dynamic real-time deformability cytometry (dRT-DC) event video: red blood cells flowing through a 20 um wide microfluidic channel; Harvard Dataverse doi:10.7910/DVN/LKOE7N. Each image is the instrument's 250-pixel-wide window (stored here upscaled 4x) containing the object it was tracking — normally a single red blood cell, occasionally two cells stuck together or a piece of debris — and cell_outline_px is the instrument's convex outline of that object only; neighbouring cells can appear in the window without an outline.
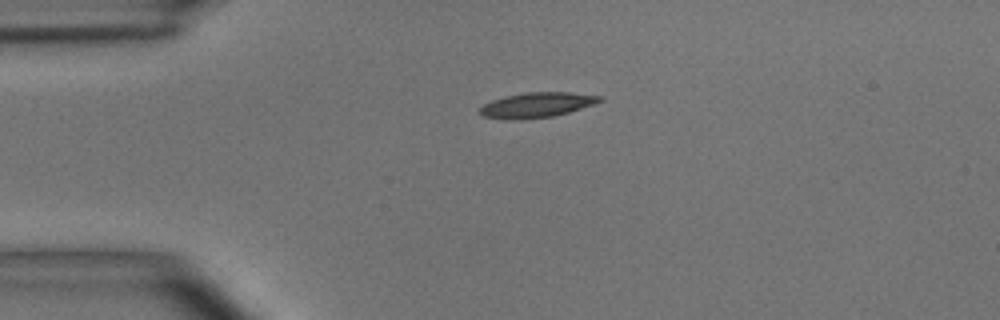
{"species": "common noctule bat (a hibernating species)", "species_latin": "Nyctalus noctula", "temperature_condition": "room temperature", "stored_images_in_passage": 43, "camera_frame_rate_fps": 3000, "um_per_image_px": 0.085, "animal": {"sex": "male", "body_mass_g": 15.6}, "frame": {"image": 1, "passage_image": 1, "time_ms": 0.0, "image_size_px": [1000, 320], "cell_outline_px": [[604, 100], [596, 104], [568, 112], [552, 116], [504, 120], [484, 116], [480, 112], [480, 108], [484, 104], [492, 100], [504, 96], [524, 92], [568, 92], [604, 96]], "centroid_in_image_um": [45.67, 8.9], "position_along_channel_um": 39.3, "area_um2": 17.46}}
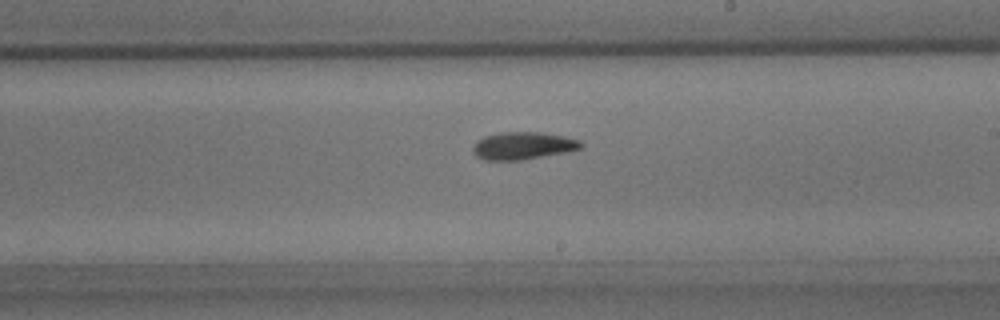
{"frame": {"image": 2, "passage_image": 20, "time_ms": 6.333, "image_size_px": [1000, 320], "cell_outline_px": [[584, 144], [580, 148], [564, 152], [520, 160], [484, 160], [476, 156], [472, 148], [476, 140], [484, 136], [500, 132], [540, 132], [564, 136], [580, 140]], "centroid_in_image_um": [44.42, 12.37], "position_along_channel_um": 244.6, "area_um2": 17.22}}
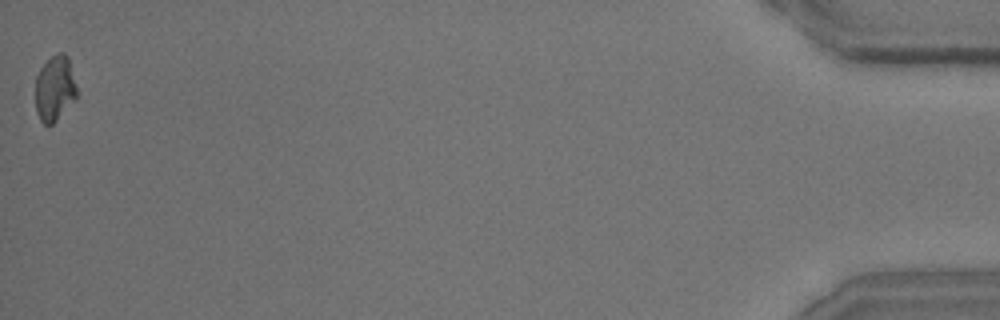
{"frame": {"image": 3, "passage_image": 43, "time_ms": 14.0, "image_size_px": [1000, 320], "cell_outline_px": [[76, 96], [56, 120], [52, 124], [44, 124], [40, 120], [36, 112], [36, 76], [40, 68], [56, 52], [64, 52], [68, 56], [76, 88]], "centroid_in_image_um": [4.63, 7.48], "position_along_channel_um": 430.6, "area_um2": 15.43}, "authors_computed_cell_mechanics": {"area_um2": 16.8198, "velocity_mm_per_s": 3.6442, "shape_relaxation_time_tau1_ms": 5.3534, "shape_relaxation_time_tau2_ms": 5.4758, "deformation_change_tau1": 0.1725, "deformation_change_tau2": 0.1264}}